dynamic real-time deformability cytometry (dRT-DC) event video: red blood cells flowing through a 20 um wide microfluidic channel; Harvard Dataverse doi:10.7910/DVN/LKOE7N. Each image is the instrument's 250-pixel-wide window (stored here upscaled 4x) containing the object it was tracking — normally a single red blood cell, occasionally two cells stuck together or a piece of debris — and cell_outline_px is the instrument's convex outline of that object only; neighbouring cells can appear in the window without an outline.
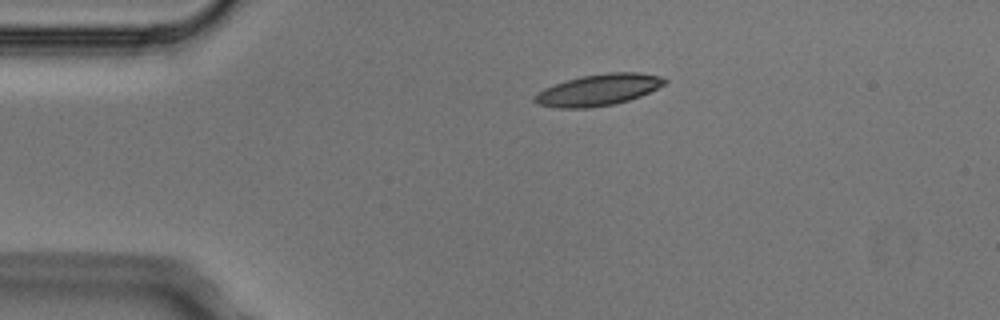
{"species": "Egyptian fruit bat (a non-hibernating species)", "species_latin": "Rousettus aegyptiacus", "temperature_condition": "cold", "stored_images_in_passage": 2, "camera_frame_rate_fps": 3000, "um_per_image_px": 0.085, "animal": {"sex": "male"}, "frame": {"image": 1, "passage_image": 1, "time_ms": 0.0, "image_size_px": [1000, 320], "cell_outline_px": [[668, 80], [664, 84], [640, 96], [616, 104], [588, 108], [560, 108], [536, 104], [532, 100], [532, 96], [536, 92], [544, 88], [580, 76], [608, 72], [640, 72], [660, 76]], "centroid_in_image_um": [50.82, 7.64], "position_along_channel_um": 34.2, "area_um2": 23.87}}